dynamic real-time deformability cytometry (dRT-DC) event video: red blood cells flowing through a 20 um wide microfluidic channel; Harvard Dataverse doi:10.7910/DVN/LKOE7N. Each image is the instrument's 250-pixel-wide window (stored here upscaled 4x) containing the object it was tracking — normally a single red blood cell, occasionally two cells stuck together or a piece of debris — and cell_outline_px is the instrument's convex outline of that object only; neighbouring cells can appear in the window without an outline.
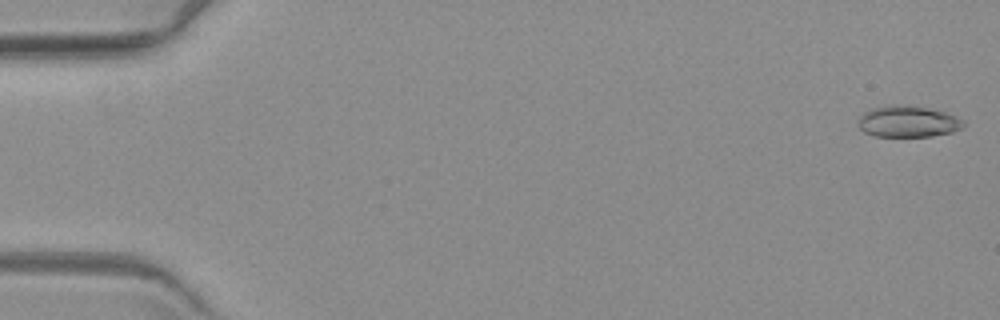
{"species": "common noctule bat (a hibernating species)", "species_latin": "Nyctalus noctula", "temperature_condition": "warm", "stored_images_in_passage": 5, "camera_frame_rate_fps": 3000, "um_per_image_px": 0.085, "animal": {"sex": "female", "body_mass_g": 19.3, "forearm_length_mm": 54.1}, "frame": {"image": 1, "passage_image": 1, "time_ms": 0.0, "image_size_px": [1000, 320], "cell_outline_px": [[964, 128], [952, 132], [932, 136], [876, 136], [864, 132], [860, 128], [860, 116], [864, 112], [872, 108], [928, 108], [944, 112], [956, 116], [964, 120]], "centroid_in_image_um": [77.25, 10.39], "position_along_channel_um": 7.7, "area_um2": 18.26}}
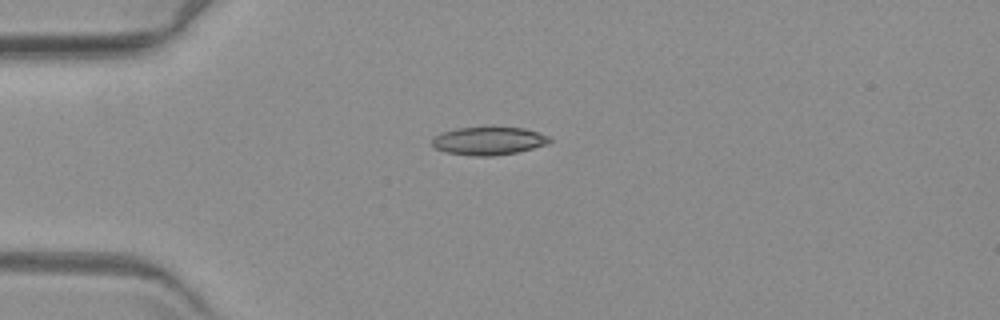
{"frame": {"image": 2, "passage_image": 5, "time_ms": 4.667, "image_size_px": [1000, 320], "cell_outline_px": [[552, 140], [548, 144], [516, 152], [492, 156], [472, 156], [448, 152], [436, 148], [432, 144], [432, 140], [436, 136], [444, 132], [456, 128], [488, 124], [492, 124], [524, 128], [548, 136]], "centroid_in_image_um": [41.55, 11.92], "position_along_channel_um": 43.4, "area_um2": 19.77}}